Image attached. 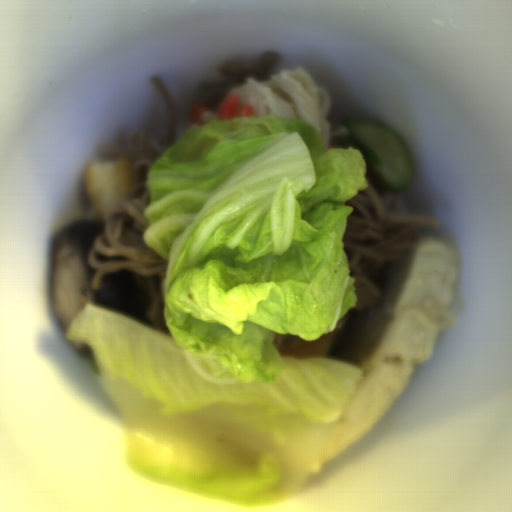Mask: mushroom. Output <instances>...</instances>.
I'll return each mask as SVG.
<instances>
[{
    "instance_id": "obj_1",
    "label": "mushroom",
    "mask_w": 512,
    "mask_h": 512,
    "mask_svg": "<svg viewBox=\"0 0 512 512\" xmlns=\"http://www.w3.org/2000/svg\"><path fill=\"white\" fill-rule=\"evenodd\" d=\"M104 227L91 218L71 221L51 242L50 304L66 337L85 305L104 306L154 327L147 318L150 297L132 271L107 273L100 288L92 286L96 270L89 254Z\"/></svg>"
}]
</instances>
